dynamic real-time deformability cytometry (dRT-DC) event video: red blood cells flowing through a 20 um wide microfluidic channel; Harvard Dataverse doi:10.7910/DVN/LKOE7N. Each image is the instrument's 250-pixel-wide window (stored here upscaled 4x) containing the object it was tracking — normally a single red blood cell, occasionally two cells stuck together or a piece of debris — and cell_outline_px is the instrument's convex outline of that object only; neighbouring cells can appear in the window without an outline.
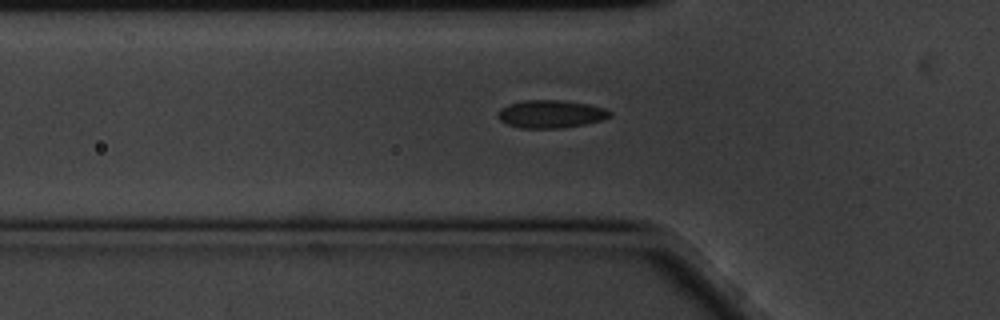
{"species": "common noctule bat (a hibernating species)", "species_latin": "Nyctalus noctula", "temperature_condition": "cold", "stored_images_in_passage": 42, "camera_frame_rate_fps": 3000, "um_per_image_px": 0.085, "animal": {"sex": "male", "body_mass_g": 20.1, "forearm_length_mm": 53.5}, "frame": {"image": 1, "passage_image": 2, "time_ms": 0.333, "image_size_px": [1000, 320], "cell_outline_px": [[612, 116], [604, 120], [564, 128], [520, 128], [508, 124], [500, 120], [500, 108], [508, 104], [524, 100], [560, 100], [588, 104], [604, 108], [612, 112]], "centroid_in_image_um": [46.87, 9.69], "position_along_channel_um": 78.9, "area_um2": 18.15}}
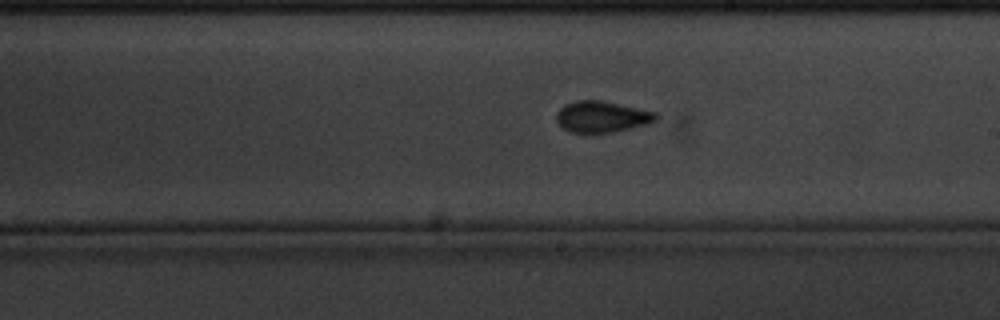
{"frame": {"image": 2, "passage_image": 16, "time_ms": 5.0, "image_size_px": [1000, 320], "cell_outline_px": [[660, 116], [656, 120], [648, 124], [616, 132], [568, 132], [560, 128], [556, 120], [556, 112], [564, 104], [576, 100], [604, 100], [656, 112]], "centroid_in_image_um": [51.15, 9.91], "position_along_channel_um": 237.9, "area_um2": 18.5}}
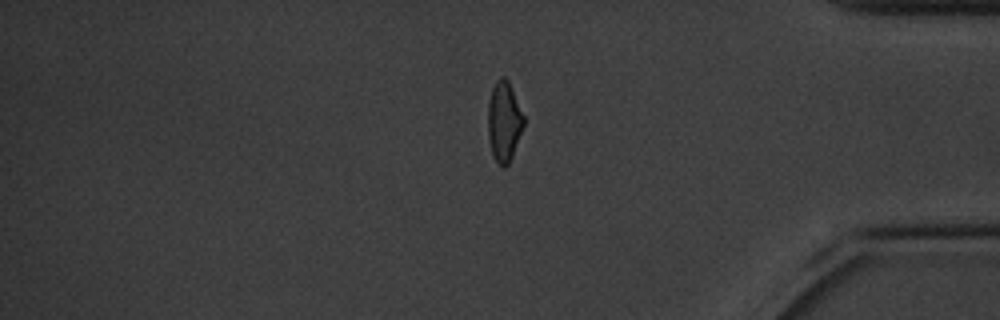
{"frame": {"image": 3, "passage_image": 32, "time_ms": 10.333, "image_size_px": [1000, 320], "cell_outline_px": [[524, 124], [512, 156], [508, 164], [504, 168], [492, 156], [488, 136], [488, 104], [492, 88], [496, 80], [500, 76], [504, 76], [508, 80], [524, 116]], "centroid_in_image_um": [42.83, 10.31], "position_along_channel_um": 392.4, "area_um2": 16.59}, "authors_computed_cell_mechanics": {"area_um2": 17.3111, "velocity_mm_per_s": 3.3781, "shape_relaxation_time_tau1_ms": 4.252, "shape_relaxation_time_tau2_ms": 1.5392, "deformation_change_tau1": 0.094, "deformation_change_tau2": 0.0421}}